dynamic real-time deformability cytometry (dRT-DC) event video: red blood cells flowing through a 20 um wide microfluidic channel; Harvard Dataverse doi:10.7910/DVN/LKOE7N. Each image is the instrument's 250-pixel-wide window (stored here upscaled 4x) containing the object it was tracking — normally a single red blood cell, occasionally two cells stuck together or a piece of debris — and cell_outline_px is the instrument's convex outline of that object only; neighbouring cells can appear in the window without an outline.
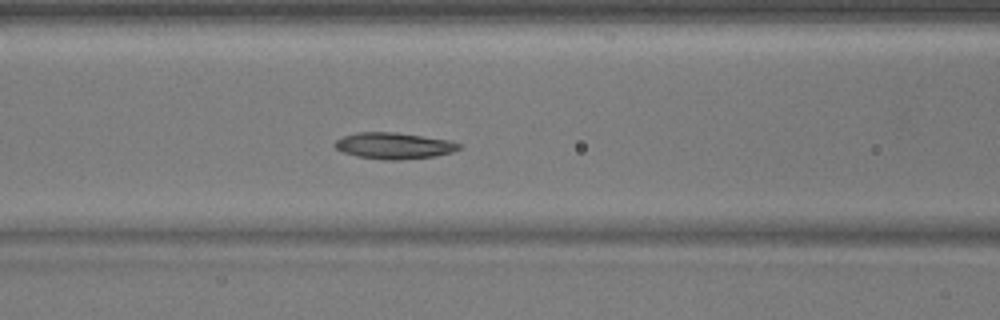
{"species": "common noctule bat (a hibernating species)", "species_latin": "Nyctalus noctula", "temperature_condition": "warm", "stored_images_in_passage": 40, "camera_frame_rate_fps": 3000, "um_per_image_px": 0.085, "animal": {"sex": "male", "body_mass_g": 17.9}, "frame": {"image": 1, "passage_image": 9, "time_ms": 2.667, "image_size_px": [1000, 320], "cell_outline_px": [[460, 148], [452, 152], [436, 156], [400, 160], [384, 160], [356, 156], [344, 152], [336, 148], [332, 144], [336, 140], [344, 136], [356, 132], [396, 132], [452, 140], [460, 144]], "centroid_in_image_um": [33.49, 12.38], "position_along_channel_um": 133.1, "area_um2": 19.19}}
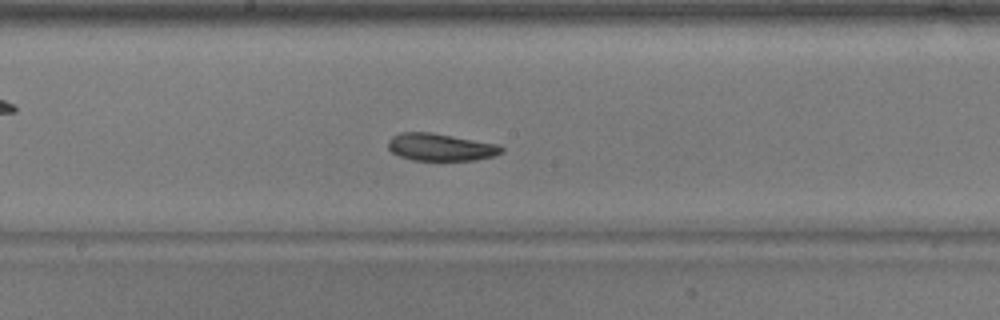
{"frame": {"image": 2, "passage_image": 15, "time_ms": 4.667, "image_size_px": [1000, 320], "cell_outline_px": [[504, 148], [500, 152], [492, 156], [472, 160], [412, 160], [400, 156], [392, 152], [388, 148], [388, 140], [392, 136], [400, 132], [432, 132], [500, 144]], "centroid_in_image_um": [37.42, 12.49], "position_along_channel_um": 210.8, "area_um2": 18.09}}
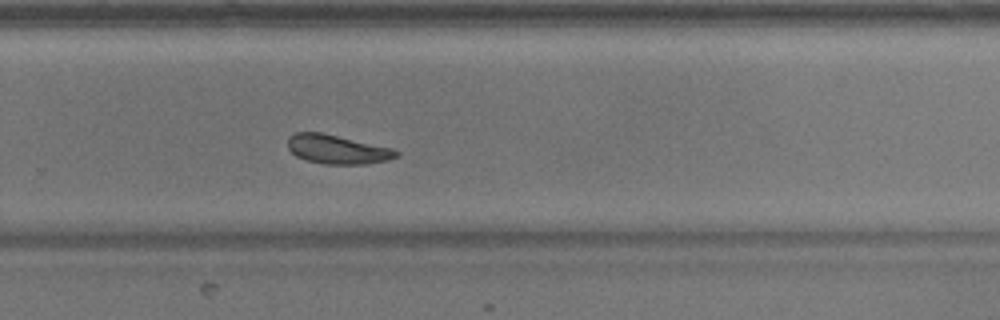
{"frame": {"image": 3, "passage_image": 22, "time_ms": 7.0, "image_size_px": [1000, 320], "cell_outline_px": [[400, 156], [388, 160], [364, 164], [324, 164], [308, 160], [296, 156], [288, 148], [288, 136], [296, 132], [320, 132], [392, 148], [400, 152]], "centroid_in_image_um": [28.68, 12.69], "position_along_channel_um": 301.1, "area_um2": 18.26}}